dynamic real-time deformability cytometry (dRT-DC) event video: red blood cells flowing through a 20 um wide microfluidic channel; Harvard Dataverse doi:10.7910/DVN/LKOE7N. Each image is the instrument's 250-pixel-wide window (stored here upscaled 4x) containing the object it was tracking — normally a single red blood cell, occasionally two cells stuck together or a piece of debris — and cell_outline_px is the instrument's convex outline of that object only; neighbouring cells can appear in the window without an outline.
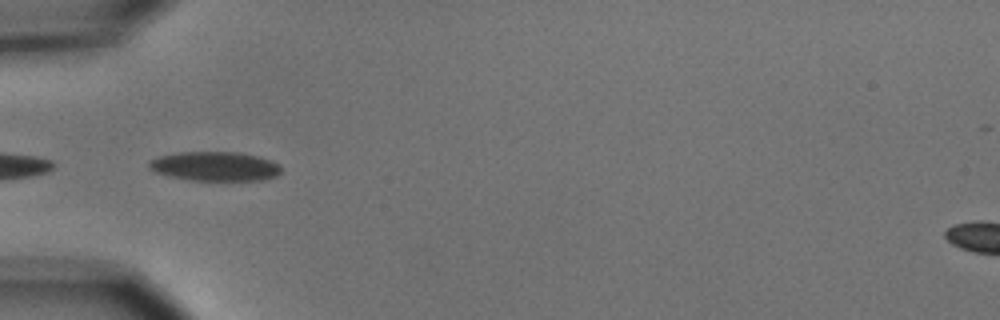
{"species": "common noctule bat (a hibernating species)", "species_latin": "Nyctalus noctula", "temperature_condition": "cold", "stored_images_in_passage": 3, "camera_frame_rate_fps": 3000, "um_per_image_px": 0.085, "animal": {"sex": "male", "body_mass_g": 15.6}, "frame": {"image": 1, "passage_image": 1, "time_ms": 0.0, "image_size_px": [1000, 320], "cell_outline_px": [[280, 172], [276, 176], [264, 180], [188, 180], [168, 176], [156, 172], [148, 164], [148, 160], [160, 156], [180, 152], [240, 152], [272, 160], [280, 164]], "centroid_in_image_um": [18.29, 14.13], "position_along_channel_um": 66.7, "area_um2": 22.54}}
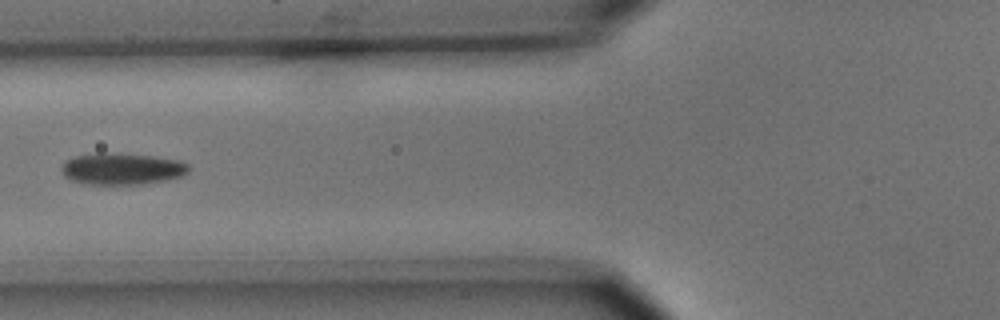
{"frame": {"image": 2, "passage_image": 2, "time_ms": 1.333, "image_size_px": [1000, 320], "cell_outline_px": [[188, 172], [184, 176], [164, 180], [140, 184], [80, 184], [64, 176], [60, 172], [60, 168], [64, 160], [72, 156], [96, 152], [104, 152], [152, 156], [176, 160], [188, 164]], "centroid_in_image_um": [10.27, 14.34], "position_along_channel_um": 115.5, "area_um2": 23.7}}
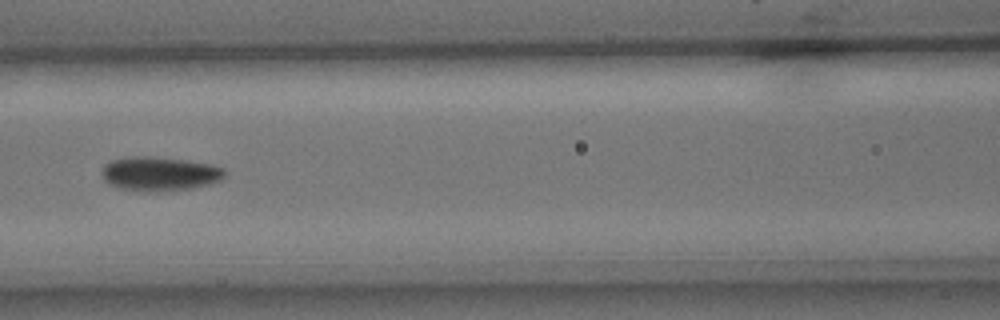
{"frame": {"image": 3, "passage_image": 3, "time_ms": 2.333, "image_size_px": [1000, 320], "cell_outline_px": [[224, 176], [220, 180], [208, 184], [192, 188], [156, 192], [148, 192], [120, 188], [108, 184], [104, 180], [100, 172], [104, 164], [112, 160], [132, 156], [148, 156], [184, 160], [212, 164], [224, 168]], "centroid_in_image_um": [13.52, 14.77], "position_along_channel_um": 153.1, "area_um2": 24.51}}